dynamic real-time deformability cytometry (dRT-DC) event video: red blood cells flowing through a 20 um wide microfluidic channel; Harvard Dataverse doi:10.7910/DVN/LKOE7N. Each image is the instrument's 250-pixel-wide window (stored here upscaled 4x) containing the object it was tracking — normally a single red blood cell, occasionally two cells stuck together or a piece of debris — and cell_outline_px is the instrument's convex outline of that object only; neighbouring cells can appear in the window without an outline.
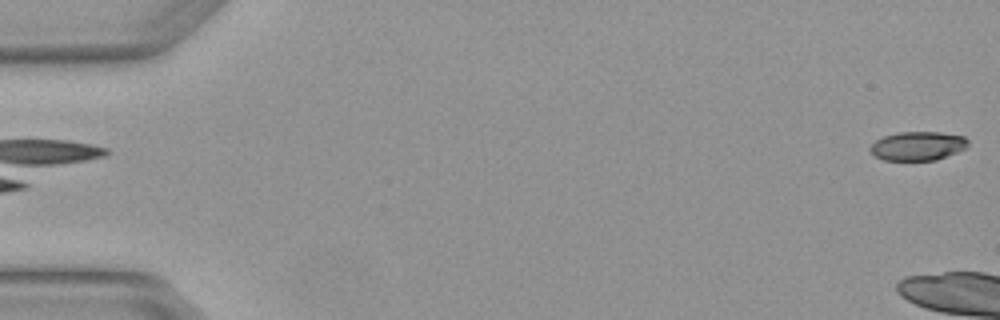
{"species": "Egyptian fruit bat (a non-hibernating species)", "species_latin": "Rousettus aegyptiacus", "temperature_condition": "warm", "stored_images_in_passage": 3, "camera_frame_rate_fps": 3000, "um_per_image_px": 0.085, "animal": {"sex": "female"}, "frame": {"image": 1, "passage_image": 3, "time_ms": 0.667, "image_size_px": [1000, 320], "cell_outline_px": [[968, 144], [964, 148], [956, 152], [936, 160], [884, 160], [876, 156], [868, 148], [876, 140], [884, 136], [900, 132], [940, 132], [964, 136], [968, 140]], "centroid_in_image_um": [78.0, 12.4], "position_along_channel_um": 7.0, "area_um2": 16.3}}